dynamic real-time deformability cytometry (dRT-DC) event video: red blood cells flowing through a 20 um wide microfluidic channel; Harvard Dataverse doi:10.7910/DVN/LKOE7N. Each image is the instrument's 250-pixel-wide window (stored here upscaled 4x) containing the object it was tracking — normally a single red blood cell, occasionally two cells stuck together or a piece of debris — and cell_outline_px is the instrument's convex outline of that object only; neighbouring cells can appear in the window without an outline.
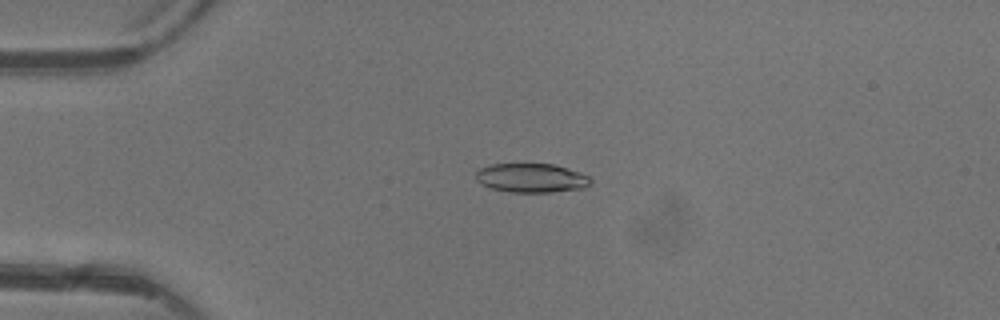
{"species": "common noctule bat (a hibernating species)", "species_latin": "Nyctalus noctula", "temperature_condition": "warm", "stored_images_in_passage": 6, "camera_frame_rate_fps": 3000, "um_per_image_px": 0.085, "animal": {"sex": "female"}, "frame": {"image": 1, "passage_image": 4, "time_ms": 3.667, "image_size_px": [1000, 320], "cell_outline_px": [[592, 180], [584, 188], [552, 192], [512, 192], [492, 188], [480, 184], [476, 180], [476, 172], [480, 168], [492, 164], [552, 164], [580, 172], [588, 176]], "centroid_in_image_um": [45.15, 15.13], "position_along_channel_um": 39.9, "area_um2": 19.31}}